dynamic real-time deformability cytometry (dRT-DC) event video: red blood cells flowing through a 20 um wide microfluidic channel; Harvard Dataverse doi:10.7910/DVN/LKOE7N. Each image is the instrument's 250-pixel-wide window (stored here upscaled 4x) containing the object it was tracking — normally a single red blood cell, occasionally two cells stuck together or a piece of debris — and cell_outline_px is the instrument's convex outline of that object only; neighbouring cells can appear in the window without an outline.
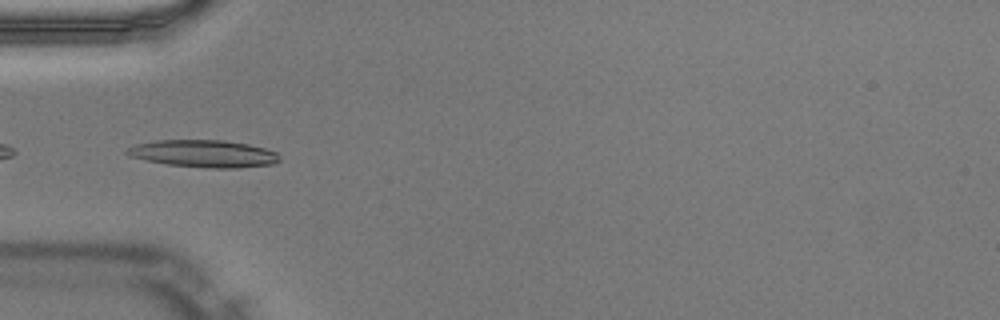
{"species": "Egyptian fruit bat (a non-hibernating species)", "species_latin": "Rousettus aegyptiacus", "temperature_condition": "warm", "stored_images_in_passage": 28, "camera_frame_rate_fps": 3000, "um_per_image_px": 0.085, "animal": {"sex": "male"}, "frame": {"image": 1, "passage_image": 1, "time_ms": 0.0, "image_size_px": [1000, 320], "cell_outline_px": [[280, 160], [272, 164], [236, 168], [208, 168], [168, 164], [128, 156], [124, 152], [128, 148], [136, 144], [156, 140], [224, 140], [248, 144], [264, 148], [276, 152], [280, 156]], "centroid_in_image_um": [17.32, 13.05], "position_along_channel_um": 67.7, "area_um2": 24.16}, "authors_computed_cell_mechanics": {"area_um2": 23.0911, "velocity_mm_per_s": 4.0172, "shape_relaxation_time_tau1_ms": null, "shape_relaxation_time_tau2_ms": 2.034, "deformation_change_tau1": null, "deformation_change_tau2": 0.0928}}